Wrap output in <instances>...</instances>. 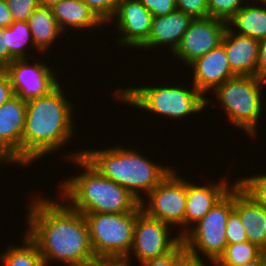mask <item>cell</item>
I'll return each mask as SVG.
<instances>
[{
    "label": "cell",
    "mask_w": 266,
    "mask_h": 266,
    "mask_svg": "<svg viewBox=\"0 0 266 266\" xmlns=\"http://www.w3.org/2000/svg\"><path fill=\"white\" fill-rule=\"evenodd\" d=\"M27 209L26 234L37 245L46 266L52 261L86 266L95 256L82 213L43 195L31 200Z\"/></svg>",
    "instance_id": "cell-1"
},
{
    "label": "cell",
    "mask_w": 266,
    "mask_h": 266,
    "mask_svg": "<svg viewBox=\"0 0 266 266\" xmlns=\"http://www.w3.org/2000/svg\"><path fill=\"white\" fill-rule=\"evenodd\" d=\"M62 88L59 85L50 94L26 102V119L21 138L23 168L34 160L55 153L65 143H70L75 135L72 118L75 108Z\"/></svg>",
    "instance_id": "cell-2"
},
{
    "label": "cell",
    "mask_w": 266,
    "mask_h": 266,
    "mask_svg": "<svg viewBox=\"0 0 266 266\" xmlns=\"http://www.w3.org/2000/svg\"><path fill=\"white\" fill-rule=\"evenodd\" d=\"M82 151L69 153L68 162L76 164L84 171L61 182V201L84 214L129 213L134 212L140 201L123 186L100 175L82 157ZM63 195V196H62Z\"/></svg>",
    "instance_id": "cell-3"
},
{
    "label": "cell",
    "mask_w": 266,
    "mask_h": 266,
    "mask_svg": "<svg viewBox=\"0 0 266 266\" xmlns=\"http://www.w3.org/2000/svg\"><path fill=\"white\" fill-rule=\"evenodd\" d=\"M82 150L81 157L100 175L123 186L139 201L171 172L170 166L156 164L137 149L113 146ZM143 191V192H142Z\"/></svg>",
    "instance_id": "cell-4"
},
{
    "label": "cell",
    "mask_w": 266,
    "mask_h": 266,
    "mask_svg": "<svg viewBox=\"0 0 266 266\" xmlns=\"http://www.w3.org/2000/svg\"><path fill=\"white\" fill-rule=\"evenodd\" d=\"M178 86H142L126 87L125 89L114 90V97L124 104L136 106L138 109L146 110L155 115L165 116L169 119H182L197 114L206 106L213 103L205 98L192 84L188 88L184 85Z\"/></svg>",
    "instance_id": "cell-5"
},
{
    "label": "cell",
    "mask_w": 266,
    "mask_h": 266,
    "mask_svg": "<svg viewBox=\"0 0 266 266\" xmlns=\"http://www.w3.org/2000/svg\"><path fill=\"white\" fill-rule=\"evenodd\" d=\"M266 81L256 76H234L225 80L212 93L216 95L221 110H225L228 121L257 137L258 121L263 114L262 86Z\"/></svg>",
    "instance_id": "cell-6"
},
{
    "label": "cell",
    "mask_w": 266,
    "mask_h": 266,
    "mask_svg": "<svg viewBox=\"0 0 266 266\" xmlns=\"http://www.w3.org/2000/svg\"><path fill=\"white\" fill-rule=\"evenodd\" d=\"M233 209L234 186L182 236L186 250L198 257L203 254L214 266L227 246L226 222Z\"/></svg>",
    "instance_id": "cell-7"
},
{
    "label": "cell",
    "mask_w": 266,
    "mask_h": 266,
    "mask_svg": "<svg viewBox=\"0 0 266 266\" xmlns=\"http://www.w3.org/2000/svg\"><path fill=\"white\" fill-rule=\"evenodd\" d=\"M141 210L139 206L129 213L84 214L94 254L127 257L133 245L136 216Z\"/></svg>",
    "instance_id": "cell-8"
},
{
    "label": "cell",
    "mask_w": 266,
    "mask_h": 266,
    "mask_svg": "<svg viewBox=\"0 0 266 266\" xmlns=\"http://www.w3.org/2000/svg\"><path fill=\"white\" fill-rule=\"evenodd\" d=\"M140 201L142 211L170 226H180L184 235V214L186 210V179L172 169L171 172ZM147 199V201H146ZM174 225V226H173Z\"/></svg>",
    "instance_id": "cell-9"
},
{
    "label": "cell",
    "mask_w": 266,
    "mask_h": 266,
    "mask_svg": "<svg viewBox=\"0 0 266 266\" xmlns=\"http://www.w3.org/2000/svg\"><path fill=\"white\" fill-rule=\"evenodd\" d=\"M28 59H14L5 69L14 94L23 101L43 97L55 90L61 82L44 61L30 64ZM53 71V72H52Z\"/></svg>",
    "instance_id": "cell-10"
},
{
    "label": "cell",
    "mask_w": 266,
    "mask_h": 266,
    "mask_svg": "<svg viewBox=\"0 0 266 266\" xmlns=\"http://www.w3.org/2000/svg\"><path fill=\"white\" fill-rule=\"evenodd\" d=\"M171 226L159 219L148 216L140 211L136 216L134 240L127 257L135 256L138 262L156 258L172 251L181 241L182 237L170 234Z\"/></svg>",
    "instance_id": "cell-11"
},
{
    "label": "cell",
    "mask_w": 266,
    "mask_h": 266,
    "mask_svg": "<svg viewBox=\"0 0 266 266\" xmlns=\"http://www.w3.org/2000/svg\"><path fill=\"white\" fill-rule=\"evenodd\" d=\"M227 22L207 17L193 19L172 56L184 62L188 68L196 59L222 43Z\"/></svg>",
    "instance_id": "cell-12"
},
{
    "label": "cell",
    "mask_w": 266,
    "mask_h": 266,
    "mask_svg": "<svg viewBox=\"0 0 266 266\" xmlns=\"http://www.w3.org/2000/svg\"><path fill=\"white\" fill-rule=\"evenodd\" d=\"M26 119V101L18 96L0 106V163L21 165V138Z\"/></svg>",
    "instance_id": "cell-13"
},
{
    "label": "cell",
    "mask_w": 266,
    "mask_h": 266,
    "mask_svg": "<svg viewBox=\"0 0 266 266\" xmlns=\"http://www.w3.org/2000/svg\"><path fill=\"white\" fill-rule=\"evenodd\" d=\"M112 19L109 23L117 21L120 32L119 45L138 49L148 39L153 16L140 0H121Z\"/></svg>",
    "instance_id": "cell-14"
},
{
    "label": "cell",
    "mask_w": 266,
    "mask_h": 266,
    "mask_svg": "<svg viewBox=\"0 0 266 266\" xmlns=\"http://www.w3.org/2000/svg\"><path fill=\"white\" fill-rule=\"evenodd\" d=\"M193 85L206 97L210 90L213 92L225 80L236 76L227 59L224 45L221 43L207 54L196 59L190 65Z\"/></svg>",
    "instance_id": "cell-15"
},
{
    "label": "cell",
    "mask_w": 266,
    "mask_h": 266,
    "mask_svg": "<svg viewBox=\"0 0 266 266\" xmlns=\"http://www.w3.org/2000/svg\"><path fill=\"white\" fill-rule=\"evenodd\" d=\"M226 180V177H223L221 180L219 179L218 183L209 182L204 186L186 180L184 234L190 229V226L192 227L199 222L217 201L234 186V184L228 185Z\"/></svg>",
    "instance_id": "cell-16"
},
{
    "label": "cell",
    "mask_w": 266,
    "mask_h": 266,
    "mask_svg": "<svg viewBox=\"0 0 266 266\" xmlns=\"http://www.w3.org/2000/svg\"><path fill=\"white\" fill-rule=\"evenodd\" d=\"M222 44L225 47L230 68L238 76H256L260 41L239 35L227 27Z\"/></svg>",
    "instance_id": "cell-17"
},
{
    "label": "cell",
    "mask_w": 266,
    "mask_h": 266,
    "mask_svg": "<svg viewBox=\"0 0 266 266\" xmlns=\"http://www.w3.org/2000/svg\"><path fill=\"white\" fill-rule=\"evenodd\" d=\"M234 183V210L239 214L247 239L266 252V208Z\"/></svg>",
    "instance_id": "cell-18"
},
{
    "label": "cell",
    "mask_w": 266,
    "mask_h": 266,
    "mask_svg": "<svg viewBox=\"0 0 266 266\" xmlns=\"http://www.w3.org/2000/svg\"><path fill=\"white\" fill-rule=\"evenodd\" d=\"M192 20L190 15L177 9L166 16L153 17L148 39L139 49L148 50L167 45V48L171 49L169 51L173 53Z\"/></svg>",
    "instance_id": "cell-19"
},
{
    "label": "cell",
    "mask_w": 266,
    "mask_h": 266,
    "mask_svg": "<svg viewBox=\"0 0 266 266\" xmlns=\"http://www.w3.org/2000/svg\"><path fill=\"white\" fill-rule=\"evenodd\" d=\"M51 9L63 33L68 30V27L78 30L103 28L104 23L83 0H61Z\"/></svg>",
    "instance_id": "cell-20"
},
{
    "label": "cell",
    "mask_w": 266,
    "mask_h": 266,
    "mask_svg": "<svg viewBox=\"0 0 266 266\" xmlns=\"http://www.w3.org/2000/svg\"><path fill=\"white\" fill-rule=\"evenodd\" d=\"M254 3L249 4L246 0V4L227 22V27L239 35L261 41L266 39V5Z\"/></svg>",
    "instance_id": "cell-21"
},
{
    "label": "cell",
    "mask_w": 266,
    "mask_h": 266,
    "mask_svg": "<svg viewBox=\"0 0 266 266\" xmlns=\"http://www.w3.org/2000/svg\"><path fill=\"white\" fill-rule=\"evenodd\" d=\"M28 24L33 37L36 51L49 50L52 43L56 42L63 33L57 24L52 9L38 6L28 18Z\"/></svg>",
    "instance_id": "cell-22"
},
{
    "label": "cell",
    "mask_w": 266,
    "mask_h": 266,
    "mask_svg": "<svg viewBox=\"0 0 266 266\" xmlns=\"http://www.w3.org/2000/svg\"><path fill=\"white\" fill-rule=\"evenodd\" d=\"M24 236L23 245L11 244L4 253L0 254L1 266H46L37 245L26 233Z\"/></svg>",
    "instance_id": "cell-23"
},
{
    "label": "cell",
    "mask_w": 266,
    "mask_h": 266,
    "mask_svg": "<svg viewBox=\"0 0 266 266\" xmlns=\"http://www.w3.org/2000/svg\"><path fill=\"white\" fill-rule=\"evenodd\" d=\"M3 33L5 34V45L8 47L10 55L14 59H29L28 55L30 54L27 53L29 52L27 48L31 47L35 50V46L28 22L14 21L7 28H3Z\"/></svg>",
    "instance_id": "cell-24"
},
{
    "label": "cell",
    "mask_w": 266,
    "mask_h": 266,
    "mask_svg": "<svg viewBox=\"0 0 266 266\" xmlns=\"http://www.w3.org/2000/svg\"><path fill=\"white\" fill-rule=\"evenodd\" d=\"M264 251L249 241L227 244L214 266H236L258 259Z\"/></svg>",
    "instance_id": "cell-25"
},
{
    "label": "cell",
    "mask_w": 266,
    "mask_h": 266,
    "mask_svg": "<svg viewBox=\"0 0 266 266\" xmlns=\"http://www.w3.org/2000/svg\"><path fill=\"white\" fill-rule=\"evenodd\" d=\"M236 183L255 202L266 208V173L237 179Z\"/></svg>",
    "instance_id": "cell-26"
},
{
    "label": "cell",
    "mask_w": 266,
    "mask_h": 266,
    "mask_svg": "<svg viewBox=\"0 0 266 266\" xmlns=\"http://www.w3.org/2000/svg\"><path fill=\"white\" fill-rule=\"evenodd\" d=\"M244 5L245 0H208L209 17L228 22Z\"/></svg>",
    "instance_id": "cell-27"
},
{
    "label": "cell",
    "mask_w": 266,
    "mask_h": 266,
    "mask_svg": "<svg viewBox=\"0 0 266 266\" xmlns=\"http://www.w3.org/2000/svg\"><path fill=\"white\" fill-rule=\"evenodd\" d=\"M225 234L227 244L248 241L239 214L234 209L229 213L227 218Z\"/></svg>",
    "instance_id": "cell-28"
},
{
    "label": "cell",
    "mask_w": 266,
    "mask_h": 266,
    "mask_svg": "<svg viewBox=\"0 0 266 266\" xmlns=\"http://www.w3.org/2000/svg\"><path fill=\"white\" fill-rule=\"evenodd\" d=\"M95 15L106 25L112 20L121 0H83Z\"/></svg>",
    "instance_id": "cell-29"
},
{
    "label": "cell",
    "mask_w": 266,
    "mask_h": 266,
    "mask_svg": "<svg viewBox=\"0 0 266 266\" xmlns=\"http://www.w3.org/2000/svg\"><path fill=\"white\" fill-rule=\"evenodd\" d=\"M14 21H28L39 6L37 0H6Z\"/></svg>",
    "instance_id": "cell-30"
},
{
    "label": "cell",
    "mask_w": 266,
    "mask_h": 266,
    "mask_svg": "<svg viewBox=\"0 0 266 266\" xmlns=\"http://www.w3.org/2000/svg\"><path fill=\"white\" fill-rule=\"evenodd\" d=\"M176 9L193 19L209 17L208 0H176Z\"/></svg>",
    "instance_id": "cell-31"
},
{
    "label": "cell",
    "mask_w": 266,
    "mask_h": 266,
    "mask_svg": "<svg viewBox=\"0 0 266 266\" xmlns=\"http://www.w3.org/2000/svg\"><path fill=\"white\" fill-rule=\"evenodd\" d=\"M186 251L181 241L172 251L167 254L140 262L141 266H176L178 258Z\"/></svg>",
    "instance_id": "cell-32"
},
{
    "label": "cell",
    "mask_w": 266,
    "mask_h": 266,
    "mask_svg": "<svg viewBox=\"0 0 266 266\" xmlns=\"http://www.w3.org/2000/svg\"><path fill=\"white\" fill-rule=\"evenodd\" d=\"M153 17L166 16L176 10V0H140Z\"/></svg>",
    "instance_id": "cell-33"
},
{
    "label": "cell",
    "mask_w": 266,
    "mask_h": 266,
    "mask_svg": "<svg viewBox=\"0 0 266 266\" xmlns=\"http://www.w3.org/2000/svg\"><path fill=\"white\" fill-rule=\"evenodd\" d=\"M130 258L125 256L95 255L86 266H131Z\"/></svg>",
    "instance_id": "cell-34"
},
{
    "label": "cell",
    "mask_w": 266,
    "mask_h": 266,
    "mask_svg": "<svg viewBox=\"0 0 266 266\" xmlns=\"http://www.w3.org/2000/svg\"><path fill=\"white\" fill-rule=\"evenodd\" d=\"M14 91L8 75L0 70V106L14 97Z\"/></svg>",
    "instance_id": "cell-35"
},
{
    "label": "cell",
    "mask_w": 266,
    "mask_h": 266,
    "mask_svg": "<svg viewBox=\"0 0 266 266\" xmlns=\"http://www.w3.org/2000/svg\"><path fill=\"white\" fill-rule=\"evenodd\" d=\"M256 77L266 81V39L260 41Z\"/></svg>",
    "instance_id": "cell-36"
},
{
    "label": "cell",
    "mask_w": 266,
    "mask_h": 266,
    "mask_svg": "<svg viewBox=\"0 0 266 266\" xmlns=\"http://www.w3.org/2000/svg\"><path fill=\"white\" fill-rule=\"evenodd\" d=\"M14 58L10 55L8 47L5 45V34L0 27V70H4Z\"/></svg>",
    "instance_id": "cell-37"
},
{
    "label": "cell",
    "mask_w": 266,
    "mask_h": 266,
    "mask_svg": "<svg viewBox=\"0 0 266 266\" xmlns=\"http://www.w3.org/2000/svg\"><path fill=\"white\" fill-rule=\"evenodd\" d=\"M176 266H206V265L202 257L200 258L186 250L178 258Z\"/></svg>",
    "instance_id": "cell-38"
},
{
    "label": "cell",
    "mask_w": 266,
    "mask_h": 266,
    "mask_svg": "<svg viewBox=\"0 0 266 266\" xmlns=\"http://www.w3.org/2000/svg\"><path fill=\"white\" fill-rule=\"evenodd\" d=\"M14 22L6 0H0V27L7 28Z\"/></svg>",
    "instance_id": "cell-39"
},
{
    "label": "cell",
    "mask_w": 266,
    "mask_h": 266,
    "mask_svg": "<svg viewBox=\"0 0 266 266\" xmlns=\"http://www.w3.org/2000/svg\"><path fill=\"white\" fill-rule=\"evenodd\" d=\"M236 266H266V252H264L258 259Z\"/></svg>",
    "instance_id": "cell-40"
},
{
    "label": "cell",
    "mask_w": 266,
    "mask_h": 266,
    "mask_svg": "<svg viewBox=\"0 0 266 266\" xmlns=\"http://www.w3.org/2000/svg\"><path fill=\"white\" fill-rule=\"evenodd\" d=\"M61 0H37L39 6H44L47 8L53 7L55 4L60 2Z\"/></svg>",
    "instance_id": "cell-41"
},
{
    "label": "cell",
    "mask_w": 266,
    "mask_h": 266,
    "mask_svg": "<svg viewBox=\"0 0 266 266\" xmlns=\"http://www.w3.org/2000/svg\"><path fill=\"white\" fill-rule=\"evenodd\" d=\"M255 1L258 2V3L260 2L259 4L262 3V4L266 5V0H254V2H255ZM250 2L252 3L253 0H250Z\"/></svg>",
    "instance_id": "cell-42"
}]
</instances>
